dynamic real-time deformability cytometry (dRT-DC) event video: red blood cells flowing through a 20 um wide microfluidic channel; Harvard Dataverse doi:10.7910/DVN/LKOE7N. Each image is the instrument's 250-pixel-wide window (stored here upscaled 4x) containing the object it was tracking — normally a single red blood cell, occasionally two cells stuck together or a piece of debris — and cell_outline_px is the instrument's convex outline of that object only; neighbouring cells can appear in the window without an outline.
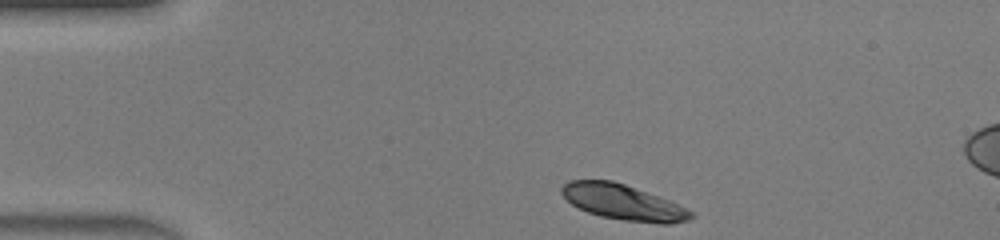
{"species": "human", "species_latin": "Homo sapiens", "temperature_condition": "warm", "stored_images_in_passage": 38, "camera_frame_rate_fps": 3000, "um_per_image_px": 0.085, "donor": {"sex": "male"}, "frame": {"image": 1, "passage_image": 1, "time_ms": 0.0, "image_size_px": [1000, 240], "cell_outline_px": [[696, 216], [688, 220], [672, 224], [660, 224], [624, 220], [600, 216], [588, 212], [572, 204], [560, 192], [560, 188], [568, 180], [612, 180], [624, 184], [668, 200], [692, 212]], "centroid_in_image_um": [52.95, 17.2], "position_along_channel_um": 32.1, "area_um2": 26.41}}
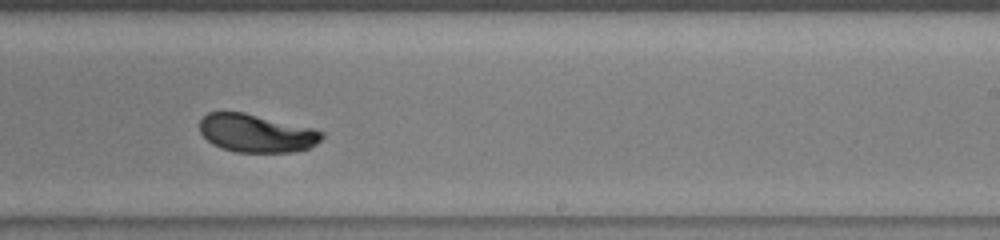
{"frame": {"image": 2, "passage_image": 21, "time_ms": 6.667, "image_size_px": [1000, 240], "cell_outline_px": [[324, 136], [316, 144], [308, 148], [292, 152], [236, 152], [220, 148], [212, 144], [200, 132], [200, 120], [208, 112], [244, 112], [312, 128], [324, 132]], "centroid_in_image_um": [21.78, 11.33], "position_along_channel_um": 267.2, "area_um2": 27.05}}
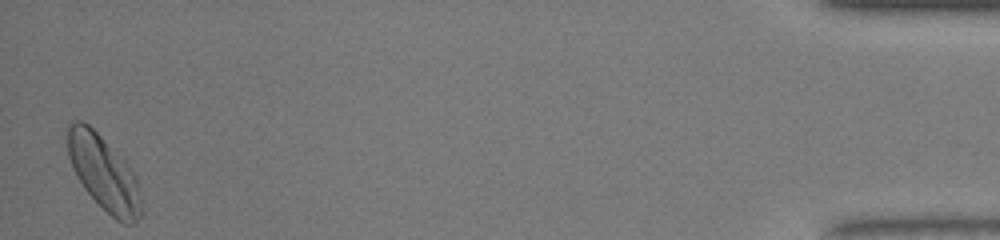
{"frame": {"image": 3, "passage_image": 38, "time_ms": 12.333, "image_size_px": [1000, 240], "cell_outline_px": [[144, 216], [132, 224], [124, 224], [116, 220], [84, 188], [68, 156], [68, 124], [72, 120], [80, 120], [88, 124], [132, 168], [136, 176], [144, 212]], "centroid_in_image_um": [8.88, 14.75], "position_along_channel_um": 426.3, "area_um2": 31.79}, "authors_computed_cell_mechanics": {"area_um2": 28.3509, "velocity_mm_per_s": 4.3943, "shape_relaxation_time_tau1_ms": 1.9122, "shape_relaxation_time_tau2_ms": null, "deformation_change_tau1": 0.1332, "deformation_change_tau2": null}}